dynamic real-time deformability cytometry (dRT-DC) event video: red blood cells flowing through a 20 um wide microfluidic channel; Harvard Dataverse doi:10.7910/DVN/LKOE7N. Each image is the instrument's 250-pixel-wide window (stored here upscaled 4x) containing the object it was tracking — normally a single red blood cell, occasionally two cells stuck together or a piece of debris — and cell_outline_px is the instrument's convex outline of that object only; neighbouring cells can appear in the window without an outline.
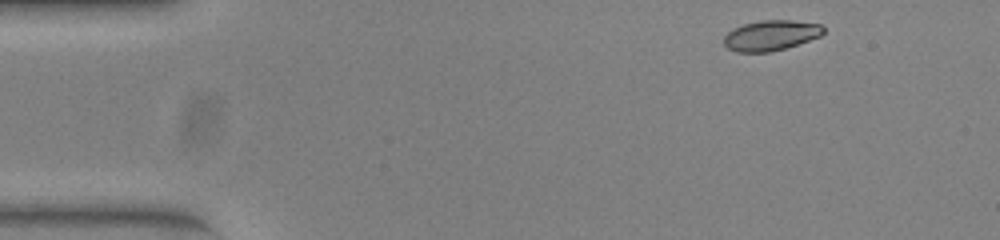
{"species": "common noctule bat (a hibernating species)", "species_latin": "Nyctalus noctula", "temperature_condition": "warm", "stored_images_in_passage": 47, "camera_frame_rate_fps": 3000, "um_per_image_px": 0.085, "animal": {"sex": "female", "body_mass_g": 23.0, "forearm_length_mm": 53.4}, "frame": {"image": 1, "passage_image": 1, "time_ms": 0.0, "image_size_px": [1000, 240], "cell_outline_px": [[824, 32], [820, 36], [784, 48], [768, 52], [736, 52], [728, 48], [724, 44], [724, 36], [728, 32], [744, 24], [764, 20], [792, 20], [820, 24], [824, 28]], "centroid_in_image_um": [65.52, 3.01], "position_along_channel_um": 19.5, "area_um2": 17.28}}
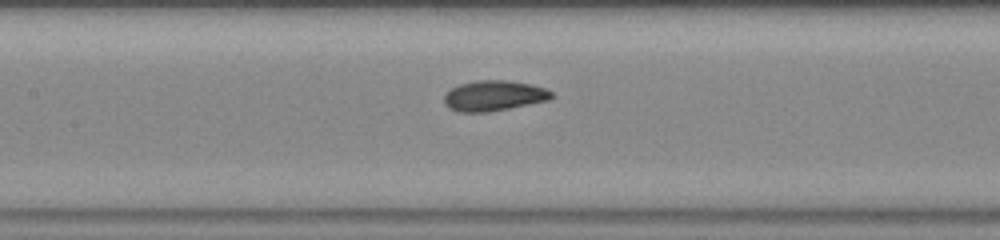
{"frame": {"image": 2, "passage_image": 19, "time_ms": 6.0, "image_size_px": [1000, 240], "cell_outline_px": [[552, 96], [548, 100], [488, 112], [460, 112], [448, 108], [444, 104], [444, 96], [452, 88], [460, 84], [476, 80], [508, 80], [532, 84], [544, 88], [552, 92]], "centroid_in_image_um": [41.95, 8.13], "position_along_channel_um": 165.4, "area_um2": 18.9}}
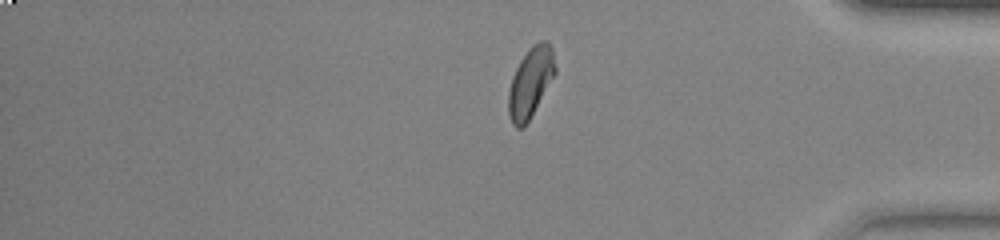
{"frame": {"image": 3, "passage_image": 38, "time_ms": 12.333, "image_size_px": [1000, 240], "cell_outline_px": [[556, 72], [528, 120], [520, 128], [516, 128], [512, 124], [508, 116], [508, 92], [512, 76], [520, 60], [532, 44], [540, 40], [548, 40], [552, 44], [556, 68]], "centroid_in_image_um": [45.09, 6.94], "position_along_channel_um": 390.1, "area_um2": 18.96}, "authors_computed_cell_mechanics": {"area_um2": 18.9006, "velocity_mm_per_s": 3.93, "shape_relaxation_time_tau1_ms": 3.601, "shape_relaxation_time_tau2_ms": 2.4096, "deformation_change_tau1": 0.1279, "deformation_change_tau2": 0.059}}